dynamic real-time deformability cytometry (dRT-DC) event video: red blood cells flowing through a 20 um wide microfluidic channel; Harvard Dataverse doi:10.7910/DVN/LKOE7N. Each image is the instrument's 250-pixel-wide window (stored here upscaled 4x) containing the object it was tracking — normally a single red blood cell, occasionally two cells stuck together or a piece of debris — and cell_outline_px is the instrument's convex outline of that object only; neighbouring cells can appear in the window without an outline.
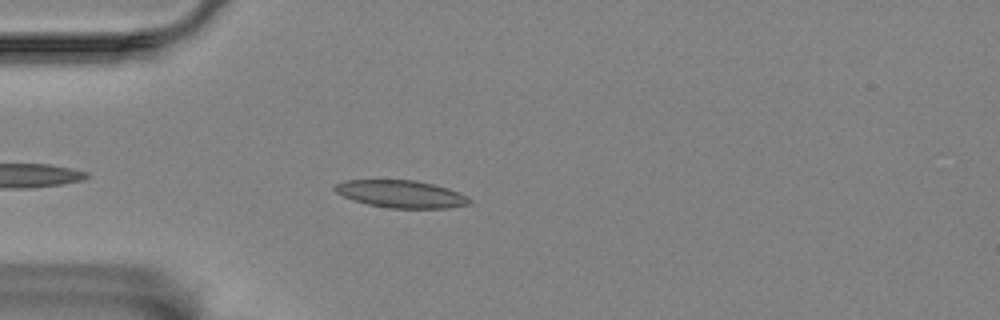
{"species": "Egyptian fruit bat (a non-hibernating species)", "species_latin": "Rousettus aegyptiacus", "temperature_condition": "room temperature", "stored_images_in_passage": 22, "camera_frame_rate_fps": 3000, "um_per_image_px": 0.085, "animal": {"sex": "female"}, "frame": {"image": 1, "passage_image": 6, "time_ms": 1.667, "image_size_px": [1000, 320], "cell_outline_px": [[472, 204], [448, 208], [392, 208], [368, 204], [352, 200], [336, 192], [332, 188], [336, 184], [344, 180], [416, 180], [448, 188], [460, 192], [468, 196], [472, 200]], "centroid_in_image_um": [34.13, 16.49], "position_along_channel_um": 50.9, "area_um2": 21.62}}
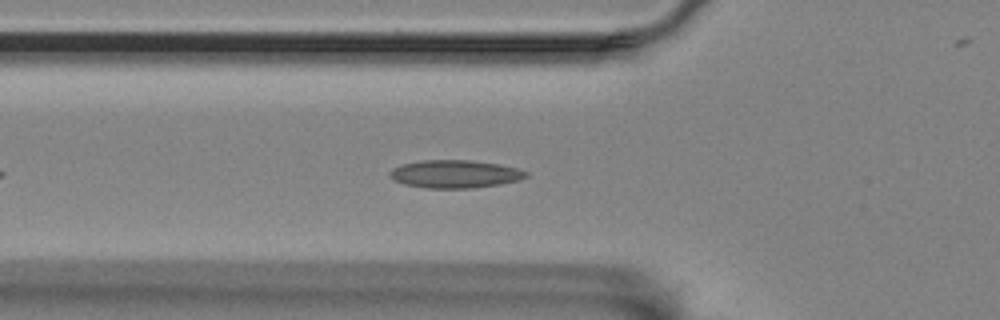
{"frame": {"image": 2, "passage_image": 10, "time_ms": 3.0, "image_size_px": [1000, 320], "cell_outline_px": [[528, 176], [520, 180], [500, 184], [472, 188], [424, 188], [404, 184], [396, 180], [388, 172], [392, 168], [404, 164], [424, 160], [472, 160], [500, 164], [516, 168], [528, 172]], "centroid_in_image_um": [38.71, 14.79], "position_along_channel_um": 87.1, "area_um2": 22.08}}
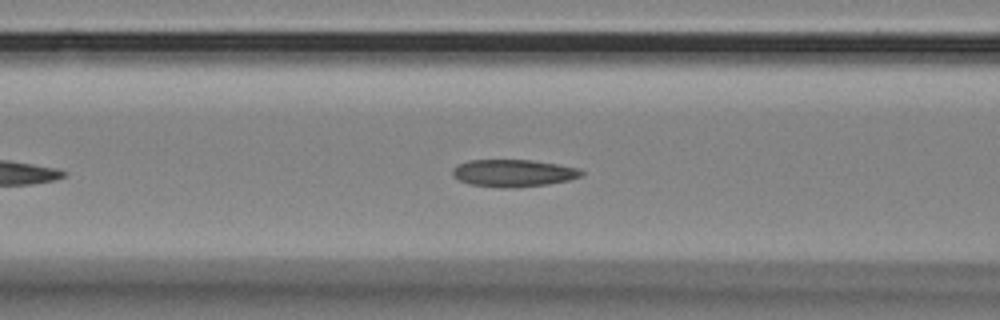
{"frame": {"image": 3, "passage_image": 13, "time_ms": 4.0, "image_size_px": [1000, 320], "cell_outline_px": [[584, 176], [568, 180], [548, 184], [516, 188], [504, 188], [468, 184], [452, 176], [452, 168], [456, 164], [468, 160], [532, 160], [580, 168], [584, 172]], "centroid_in_image_um": [43.63, 14.71], "position_along_channel_um": 123.0, "area_um2": 20.75}}